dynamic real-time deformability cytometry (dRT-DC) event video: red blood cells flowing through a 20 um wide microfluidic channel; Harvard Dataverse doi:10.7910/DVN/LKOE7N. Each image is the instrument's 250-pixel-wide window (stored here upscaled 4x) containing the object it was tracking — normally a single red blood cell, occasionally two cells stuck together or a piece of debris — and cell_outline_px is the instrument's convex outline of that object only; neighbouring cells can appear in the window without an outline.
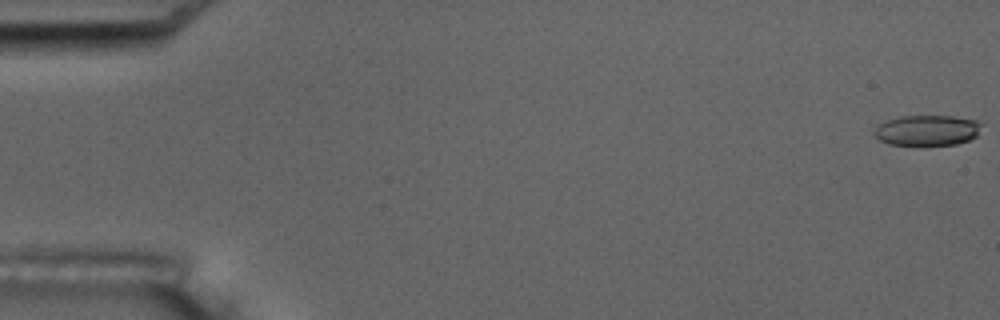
{"species": "common noctule bat (a hibernating species)", "species_latin": "Nyctalus noctula", "temperature_condition": "room temperature", "stored_images_in_passage": 6, "camera_frame_rate_fps": 3000, "um_per_image_px": 0.085, "animal": {"sex": "male", "body_mass_g": 17.5, "forearm_length_mm": 52.3}, "frame": {"image": 1, "passage_image": 1, "time_ms": 0.0, "image_size_px": [1000, 320], "cell_outline_px": [[980, 124], [976, 136], [968, 140], [956, 144], [888, 144], [880, 140], [876, 136], [876, 128], [880, 124], [888, 120], [900, 116], [952, 116], [976, 120]], "centroid_in_image_um": [78.81, 11.06], "position_along_channel_um": 6.2, "area_um2": 18.5}}
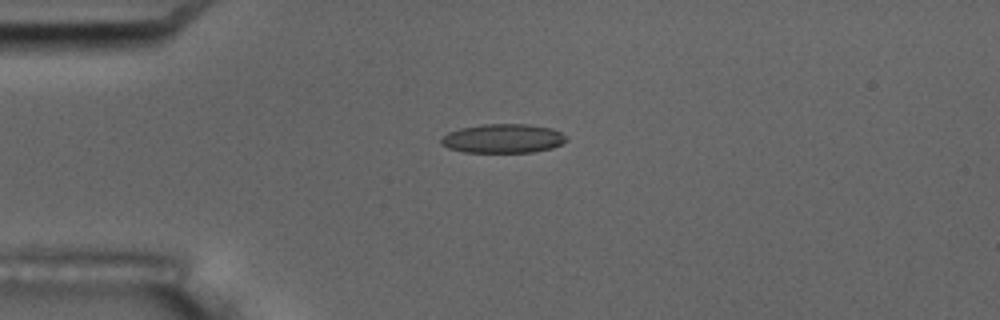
{"frame": {"image": 2, "passage_image": 5, "time_ms": 4.667, "image_size_px": [1000, 320], "cell_outline_px": [[568, 140], [552, 148], [532, 152], [464, 152], [448, 148], [440, 144], [440, 140], [448, 132], [460, 128], [480, 124], [528, 124], [552, 128], [568, 136]], "centroid_in_image_um": [42.76, 11.76], "position_along_channel_um": 42.2, "area_um2": 21.33}}